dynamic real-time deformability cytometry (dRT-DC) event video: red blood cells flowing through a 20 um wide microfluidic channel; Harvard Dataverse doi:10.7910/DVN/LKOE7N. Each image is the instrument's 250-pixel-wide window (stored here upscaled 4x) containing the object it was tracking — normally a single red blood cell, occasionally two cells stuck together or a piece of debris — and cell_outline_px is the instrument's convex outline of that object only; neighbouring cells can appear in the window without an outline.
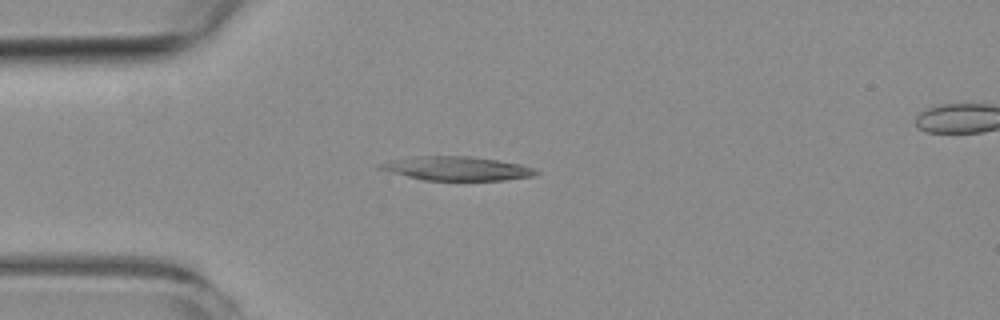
{"species": "common noctule bat (a hibernating species)", "species_latin": "Nyctalus noctula", "temperature_condition": "room temperature", "stored_images_in_passage": 3, "camera_frame_rate_fps": 3000, "um_per_image_px": 0.085, "animal": {"sex": "female", "body_mass_g": 19.3, "forearm_length_mm": 54.1}, "frame": {"image": 1, "passage_image": 2, "time_ms": 2.0, "image_size_px": [1000, 320], "cell_outline_px": [[540, 172], [532, 176], [504, 180], [424, 180], [376, 168], [376, 164], [392, 160], [412, 156], [468, 156], [496, 160], [520, 164], [532, 168]], "centroid_in_image_um": [38.79, 14.31], "position_along_channel_um": 46.2, "area_um2": 21.5}}